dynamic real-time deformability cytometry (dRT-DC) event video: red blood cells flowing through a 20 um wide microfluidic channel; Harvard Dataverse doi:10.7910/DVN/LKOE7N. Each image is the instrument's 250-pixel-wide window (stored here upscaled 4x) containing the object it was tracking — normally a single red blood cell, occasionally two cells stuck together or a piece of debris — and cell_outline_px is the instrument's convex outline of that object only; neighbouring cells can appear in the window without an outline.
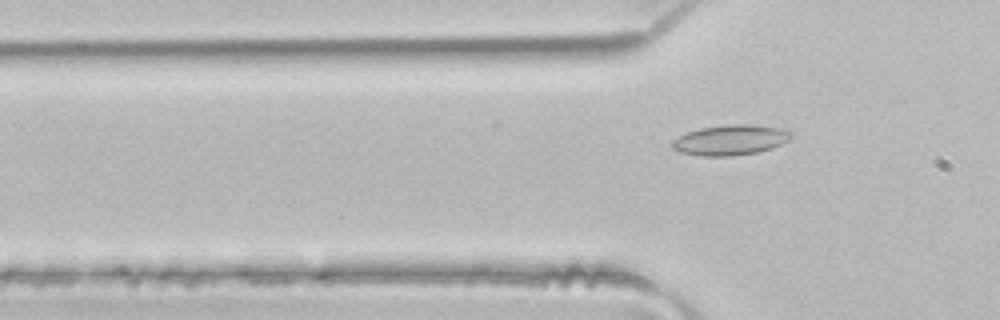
{"species": "common noctule bat (a hibernating species)", "species_latin": "Nyctalus noctula", "temperature_condition": "room temperature", "stored_images_in_passage": 4, "camera_frame_rate_fps": 3000, "um_per_image_px": 0.085, "animal": {"sex": "male", "body_mass_g": 21.5, "forearm_length_mm": 52.0}, "frame": {"image": 1, "passage_image": 4, "time_ms": 1.0, "image_size_px": [1000, 320], "cell_outline_px": [[792, 136], [788, 140], [772, 148], [756, 152], [732, 156], [700, 156], [680, 152], [672, 148], [672, 140], [688, 132], [700, 128], [732, 124], [752, 124], [788, 128], [792, 132]], "centroid_in_image_um": [62.13, 11.89], "position_along_channel_um": 63.7, "area_um2": 21.1}}